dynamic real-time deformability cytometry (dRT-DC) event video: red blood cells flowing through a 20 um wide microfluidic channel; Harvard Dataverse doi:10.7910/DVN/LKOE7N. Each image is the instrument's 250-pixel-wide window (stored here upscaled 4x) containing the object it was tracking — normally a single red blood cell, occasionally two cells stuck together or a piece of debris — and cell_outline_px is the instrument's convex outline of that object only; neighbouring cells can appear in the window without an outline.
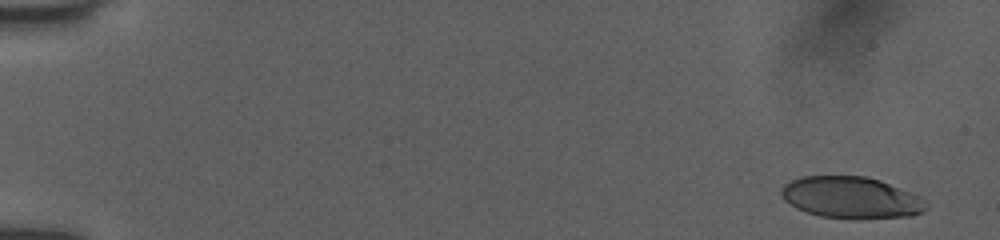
{"species": "human", "species_latin": "Homo sapiens", "temperature_condition": "room temperature", "stored_images_in_passage": 54, "segment_of_instrument_passage": [1, 2], "camera_frame_rate_fps": 3000, "um_per_image_px": 0.085, "donor": {"sex": "female"}, "frame": {"image": 1, "passage_image": 3, "time_ms": 0.667, "image_size_px": [1000, 240], "cell_outline_px": [[928, 208], [924, 212], [912, 216], [860, 220], [856, 220], [820, 216], [796, 208], [784, 200], [780, 192], [780, 188], [784, 184], [800, 176], [864, 176], [880, 180], [920, 196], [928, 200]], "centroid_in_image_um": [72.39, 16.81], "position_along_channel_um": 12.6, "area_um2": 35.78}}
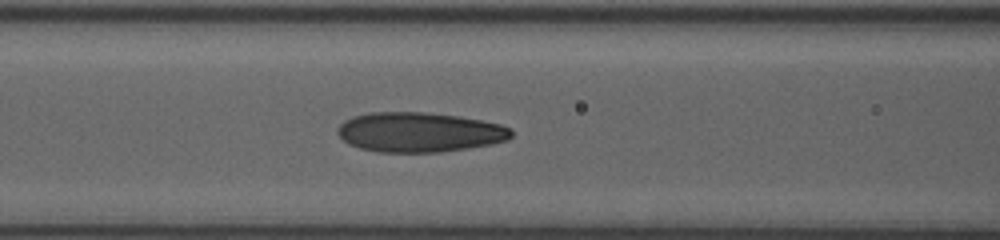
{"frame": {"image": 2, "passage_image": 24, "time_ms": 7.667, "image_size_px": [1000, 240], "cell_outline_px": [[512, 136], [508, 140], [492, 144], [468, 148], [440, 152], [376, 152], [360, 148], [348, 144], [336, 132], [336, 128], [344, 120], [352, 116], [368, 112], [424, 112], [456, 116], [480, 120], [500, 124], [508, 128], [512, 132]], "centroid_in_image_um": [35.6, 11.24], "position_along_channel_um": 131.0, "area_um2": 40.34}}
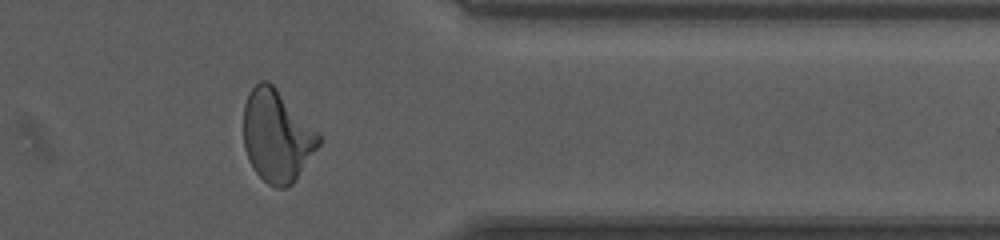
{"frame": {"image": 3, "passage_image": 44, "time_ms": 14.333, "image_size_px": [1000, 240], "cell_outline_px": [[320, 144], [296, 180], [292, 184], [284, 188], [276, 188], [268, 184], [252, 168], [248, 160], [244, 148], [244, 104], [248, 92], [260, 80], [268, 80], [276, 88], [320, 136]], "centroid_in_image_um": [23.49, 11.58], "position_along_channel_um": 387.9, "area_um2": 39.88}}